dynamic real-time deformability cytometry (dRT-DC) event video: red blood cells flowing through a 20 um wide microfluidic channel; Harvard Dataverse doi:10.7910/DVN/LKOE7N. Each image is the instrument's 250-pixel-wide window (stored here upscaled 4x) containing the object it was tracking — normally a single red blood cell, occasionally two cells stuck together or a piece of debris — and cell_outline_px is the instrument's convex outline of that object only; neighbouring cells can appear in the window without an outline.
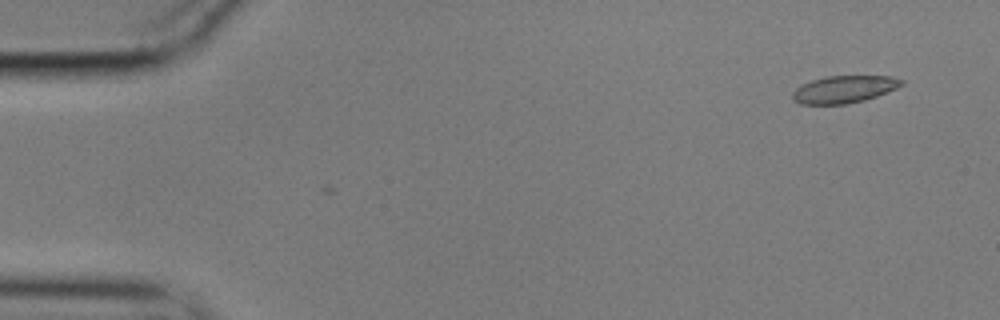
{"species": "common noctule bat (a hibernating species)", "species_latin": "Nyctalus noctula", "temperature_condition": "cold", "stored_images_in_passage": 3, "camera_frame_rate_fps": 3000, "um_per_image_px": 0.085, "animal": {"sex": "male", "body_mass_g": 17.9}, "frame": {"image": 1, "passage_image": 3, "time_ms": 0.667, "image_size_px": [1000, 320], "cell_outline_px": [[904, 84], [896, 88], [876, 96], [864, 100], [844, 104], [800, 104], [792, 100], [792, 92], [800, 84], [812, 80], [828, 76], [892, 76], [904, 80]], "centroid_in_image_um": [71.72, 7.59], "position_along_channel_um": 13.3, "area_um2": 17.34}}